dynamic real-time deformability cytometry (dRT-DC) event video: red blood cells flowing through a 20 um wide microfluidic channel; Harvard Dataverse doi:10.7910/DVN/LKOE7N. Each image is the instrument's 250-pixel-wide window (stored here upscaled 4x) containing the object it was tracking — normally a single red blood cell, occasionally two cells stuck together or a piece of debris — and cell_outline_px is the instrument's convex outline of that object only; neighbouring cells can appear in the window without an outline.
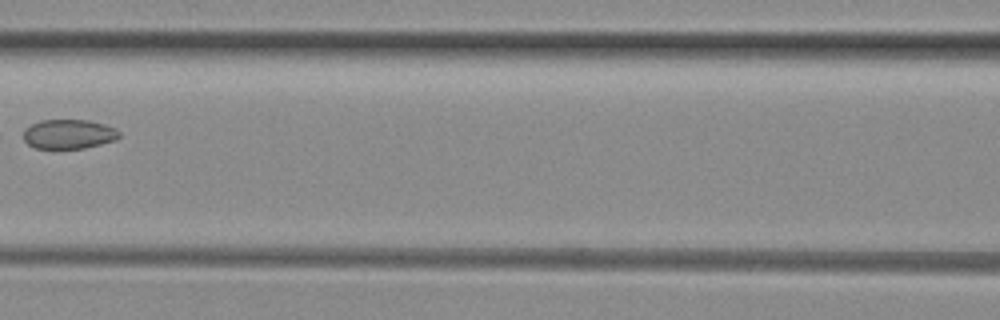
{"species": "common noctule bat (a hibernating species)", "species_latin": "Nyctalus noctula", "temperature_condition": "room temperature", "stored_images_in_passage": 6, "camera_frame_rate_fps": 3000, "um_per_image_px": 0.085, "animal": {"sex": "female", "body_mass_g": 29.2, "forearm_length_mm": 56.3}, "frame": {"image": 1, "passage_image": 6, "time_ms": 7.0, "image_size_px": [1000, 320], "cell_outline_px": [[120, 136], [116, 140], [84, 148], [36, 148], [28, 144], [24, 140], [24, 128], [40, 120], [88, 120], [104, 124], [116, 128], [120, 132]], "centroid_in_image_um": [5.85, 11.39], "position_along_channel_um": 160.7, "area_um2": 16.42}}